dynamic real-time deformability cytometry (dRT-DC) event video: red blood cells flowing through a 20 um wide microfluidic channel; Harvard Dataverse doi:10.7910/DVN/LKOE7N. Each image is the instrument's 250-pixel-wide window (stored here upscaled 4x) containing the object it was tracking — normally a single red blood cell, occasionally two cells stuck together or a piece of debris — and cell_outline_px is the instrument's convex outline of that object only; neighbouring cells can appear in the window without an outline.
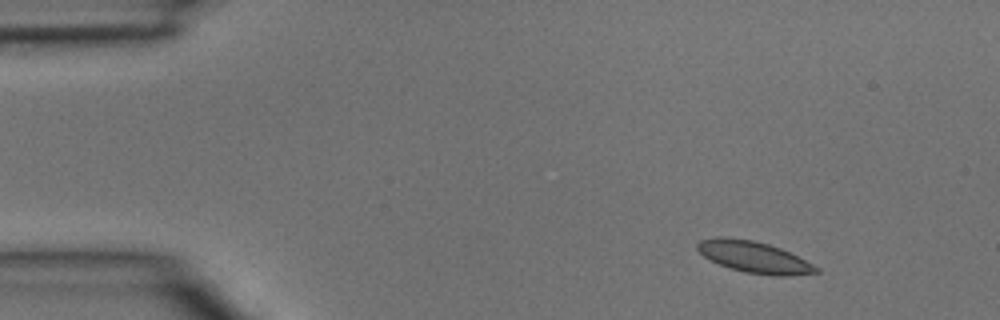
{"species": "common noctule bat (a hibernating species)", "species_latin": "Nyctalus noctula", "temperature_condition": "room temperature", "stored_images_in_passage": 3, "camera_frame_rate_fps": 3000, "um_per_image_px": 0.085, "animal": {"sex": "male", "body_mass_g": 15.6}, "frame": {"image": 1, "passage_image": 1, "time_ms": 0.0, "image_size_px": [1000, 320], "cell_outline_px": [[820, 272], [788, 276], [772, 276], [744, 272], [720, 264], [704, 256], [696, 248], [696, 244], [700, 240], [720, 236], [752, 240], [768, 244], [780, 248], [820, 268]], "centroid_in_image_um": [64.09, 21.85], "position_along_channel_um": 20.9, "area_um2": 21.5}}
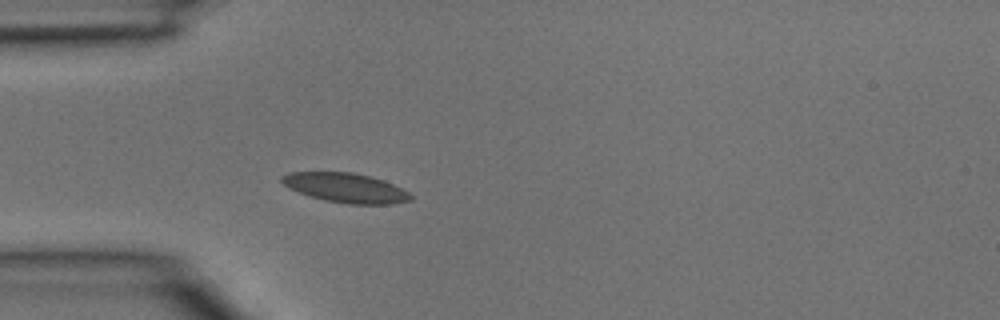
{"frame": {"image": 2, "passage_image": 3, "time_ms": 0.667, "image_size_px": [1000, 320], "cell_outline_px": [[412, 200], [392, 204], [348, 204], [324, 200], [288, 188], [280, 180], [280, 176], [288, 172], [352, 172], [372, 176], [384, 180], [408, 192], [412, 196]], "centroid_in_image_um": [29.38, 15.95], "position_along_channel_um": 55.6, "area_um2": 22.14}}